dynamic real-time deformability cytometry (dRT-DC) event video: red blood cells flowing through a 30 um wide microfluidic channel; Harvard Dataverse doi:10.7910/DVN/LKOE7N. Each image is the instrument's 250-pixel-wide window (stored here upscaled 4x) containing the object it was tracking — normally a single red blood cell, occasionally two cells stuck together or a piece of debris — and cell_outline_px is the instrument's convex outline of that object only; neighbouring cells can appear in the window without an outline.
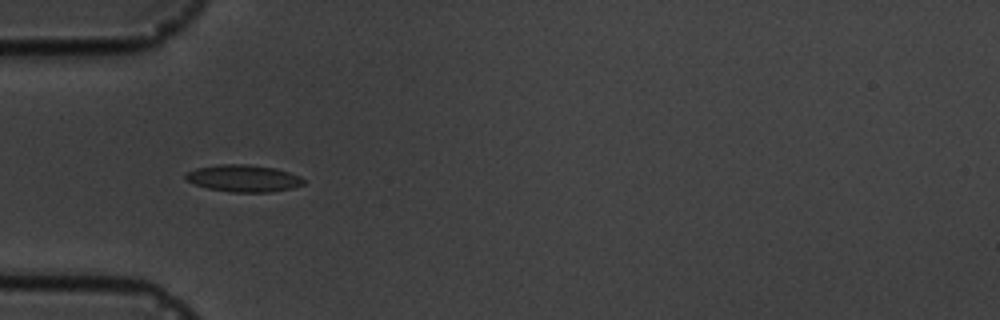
{"species": "common noctule bat (a hibernating species)", "species_latin": "Nyctalus noctula", "temperature_condition": "cold", "stored_images_in_passage": 16, "camera_frame_rate_fps": 3000, "um_per_image_px": 0.085, "animal": {"sex": "male", "body_mass_g": 19.5, "forearm_length_mm": 54.6}, "frame": {"image": 1, "passage_image": 5, "time_ms": 4.667, "image_size_px": [1000, 320], "cell_outline_px": [[304, 184], [292, 188], [272, 192], [232, 192], [208, 188], [192, 184], [184, 180], [184, 176], [188, 172], [196, 168], [220, 164], [248, 164], [276, 168], [300, 176], [304, 180]], "centroid_in_image_um": [20.67, 15.16], "position_along_channel_um": 64.3, "area_um2": 18.67}}
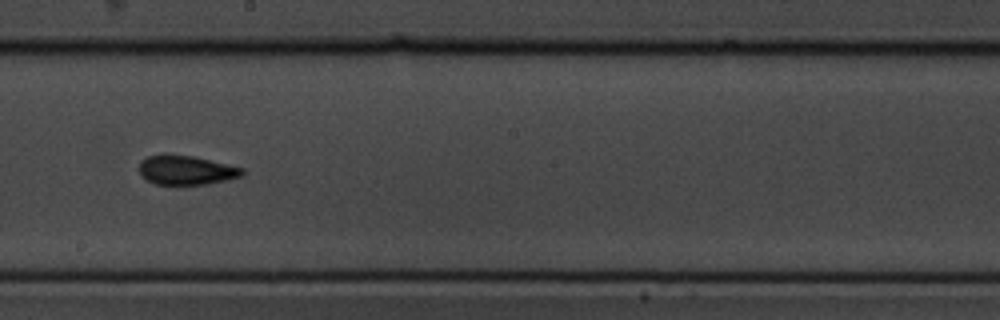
{"frame": {"image": 2, "passage_image": 9, "time_ms": 9.333, "image_size_px": [1000, 320], "cell_outline_px": [[244, 176], [208, 184], [156, 184], [140, 176], [140, 160], [148, 156], [192, 156], [228, 164], [244, 168]], "centroid_in_image_um": [15.87, 14.48], "position_along_channel_um": 232.3, "area_um2": 17.22}}
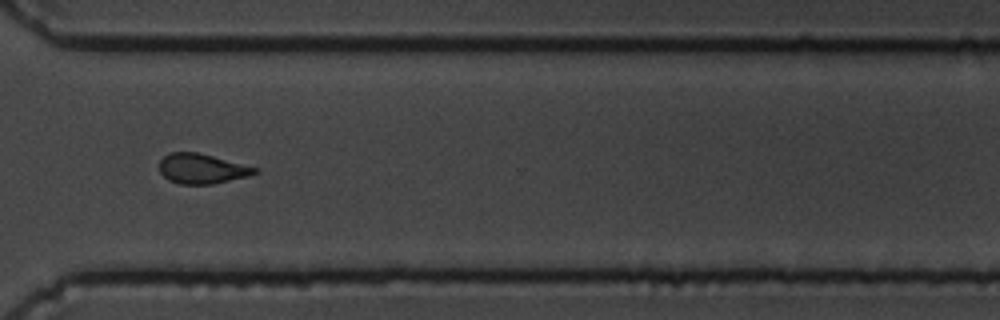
{"frame": {"image": 3, "passage_image": 12, "time_ms": 12.667, "image_size_px": [1000, 320], "cell_outline_px": [[260, 172], [248, 176], [212, 184], [180, 184], [168, 180], [160, 172], [160, 160], [168, 152], [196, 152], [260, 168]], "centroid_in_image_um": [17.17, 14.34], "position_along_channel_um": 353.4, "area_um2": 16.65}, "authors_computed_cell_mechanics": {"area_um2": 17.4556, "velocity_mm_per_s": 3.6375, "shape_relaxation_time_tau1_ms": 9.3826, "shape_relaxation_time_tau2_ms": 2.2553, "deformation_change_tau1": 0.1732, "deformation_change_tau2": 0.0682}}